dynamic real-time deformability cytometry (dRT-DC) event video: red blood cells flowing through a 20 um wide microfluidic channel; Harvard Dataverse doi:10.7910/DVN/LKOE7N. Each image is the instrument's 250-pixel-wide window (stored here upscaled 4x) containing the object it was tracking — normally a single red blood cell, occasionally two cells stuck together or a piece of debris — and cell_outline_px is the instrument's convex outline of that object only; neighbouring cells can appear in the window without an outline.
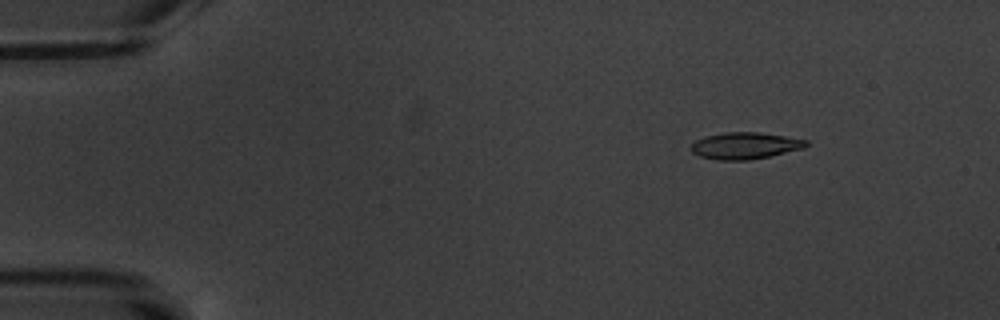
{"species": "common noctule bat (a hibernating species)", "species_latin": "Nyctalus noctula", "temperature_condition": "warm", "stored_images_in_passage": 6, "segment_of_instrument_passage": [2, 2], "camera_frame_rate_fps": 3000, "um_per_image_px": 0.085, "animal": {"sex": "male", "body_mass_g": 20.1, "forearm_length_mm": 53.5}, "frame": {"image": 1, "passage_image": 6, "time_ms": 6.667, "image_size_px": [1000, 320], "cell_outline_px": [[808, 144], [804, 148], [768, 156], [748, 160], [716, 160], [700, 156], [692, 152], [688, 148], [696, 140], [704, 136], [724, 132], [760, 132], [808, 140]], "centroid_in_image_um": [63.29, 12.38], "position_along_channel_um": 21.7, "area_um2": 17.92}}